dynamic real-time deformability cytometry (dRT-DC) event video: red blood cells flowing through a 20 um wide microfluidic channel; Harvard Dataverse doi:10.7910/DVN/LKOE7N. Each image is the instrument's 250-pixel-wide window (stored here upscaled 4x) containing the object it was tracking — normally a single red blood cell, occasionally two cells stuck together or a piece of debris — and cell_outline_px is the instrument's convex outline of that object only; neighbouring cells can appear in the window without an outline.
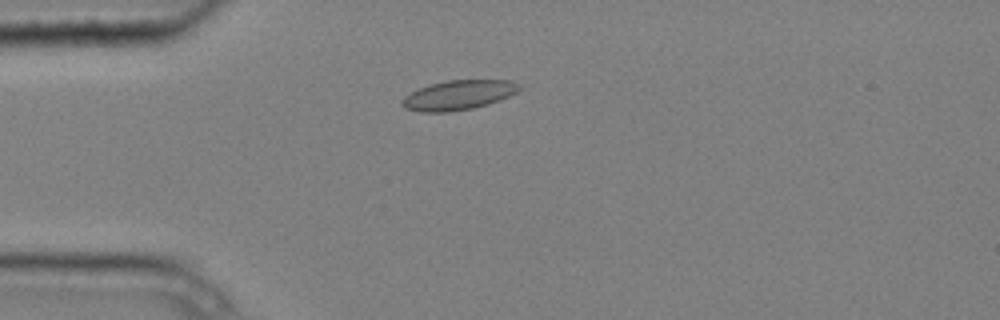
{"species": "common noctule bat (a hibernating species)", "species_latin": "Nyctalus noctula", "temperature_condition": "cold", "stored_images_in_passage": 2, "camera_frame_rate_fps": 3000, "um_per_image_px": 0.085, "animal": {"sex": "male", "body_mass_g": 20.4}, "frame": {"image": 1, "passage_image": 1, "time_ms": 0.0, "image_size_px": [1000, 320], "cell_outline_px": [[524, 88], [500, 100], [488, 104], [472, 108], [448, 112], [420, 112], [404, 108], [400, 104], [400, 100], [404, 96], [428, 84], [448, 80], [512, 80], [520, 84]], "centroid_in_image_um": [38.96, 8.08], "position_along_channel_um": 46.0, "area_um2": 20.4}}
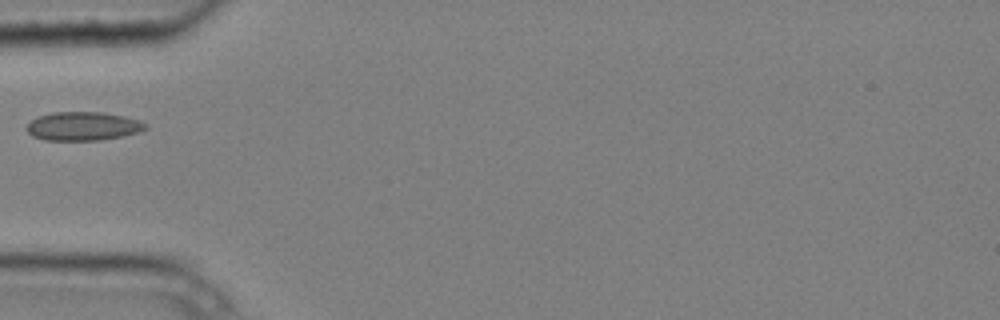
{"frame": {"image": 2, "passage_image": 2, "time_ms": 0.333, "image_size_px": [1000, 320], "cell_outline_px": [[148, 128], [140, 132], [124, 136], [100, 140], [44, 140], [32, 136], [24, 128], [36, 116], [52, 112], [104, 112], [124, 116], [140, 120], [148, 124]], "centroid_in_image_um": [7.07, 10.72], "position_along_channel_um": 77.9, "area_um2": 20.17}}